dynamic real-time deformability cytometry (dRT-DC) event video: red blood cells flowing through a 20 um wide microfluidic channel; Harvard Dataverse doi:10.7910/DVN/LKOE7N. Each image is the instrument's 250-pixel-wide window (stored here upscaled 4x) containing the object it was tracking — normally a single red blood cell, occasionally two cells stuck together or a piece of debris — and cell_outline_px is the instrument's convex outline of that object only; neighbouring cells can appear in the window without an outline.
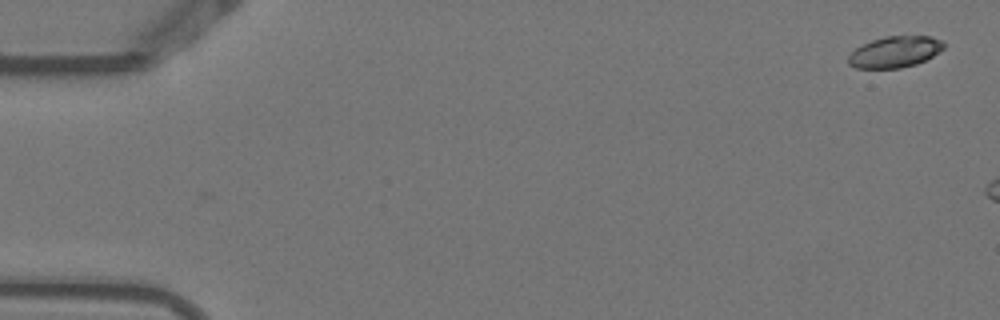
{"species": "Egyptian fruit bat (a non-hibernating species)", "species_latin": "Rousettus aegyptiacus", "temperature_condition": "warm", "stored_images_in_passage": 9, "camera_frame_rate_fps": 3000, "um_per_image_px": 0.085, "animal": {"sex": "female"}, "frame": {"image": 1, "passage_image": 1, "time_ms": 0.0, "image_size_px": [1000, 320], "cell_outline_px": [[944, 48], [932, 56], [916, 64], [900, 68], [856, 68], [848, 64], [848, 56], [856, 48], [872, 40], [884, 36], [928, 36], [940, 40], [944, 44]], "centroid_in_image_um": [76.04, 4.41], "position_along_channel_um": 9.0, "area_um2": 17.17}}
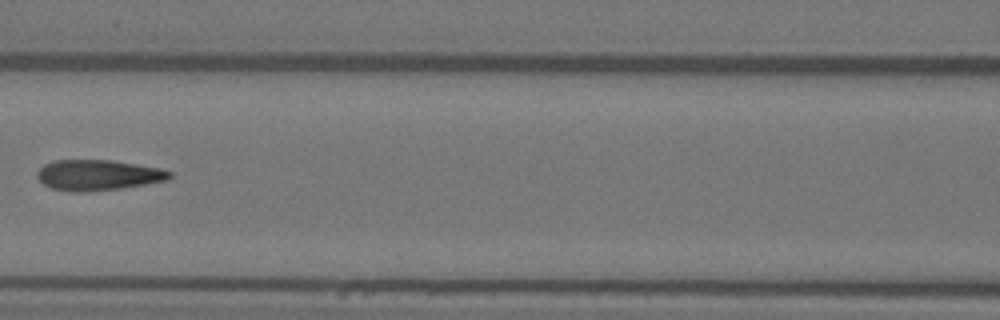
{"frame": {"image": 2, "passage_image": 8, "time_ms": 2.333, "image_size_px": [1000, 320], "cell_outline_px": [[172, 176], [168, 180], [120, 188], [80, 192], [52, 188], [44, 184], [36, 176], [36, 172], [44, 164], [56, 160], [112, 160], [160, 168], [172, 172]], "centroid_in_image_um": [8.33, 14.87], "position_along_channel_um": 158.3, "area_um2": 23.35}}
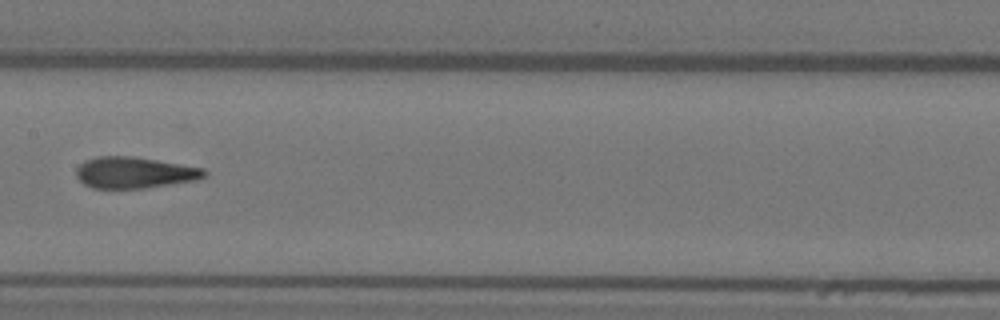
{"frame": {"image": 3, "passage_image": 9, "time_ms": 2.667, "image_size_px": [1000, 320], "cell_outline_px": [[208, 172], [204, 176], [196, 180], [144, 188], [92, 188], [84, 184], [76, 176], [76, 168], [84, 160], [96, 156], [132, 156], [204, 168]], "centroid_in_image_um": [11.39, 14.66], "position_along_channel_um": 196.0, "area_um2": 23.29}}